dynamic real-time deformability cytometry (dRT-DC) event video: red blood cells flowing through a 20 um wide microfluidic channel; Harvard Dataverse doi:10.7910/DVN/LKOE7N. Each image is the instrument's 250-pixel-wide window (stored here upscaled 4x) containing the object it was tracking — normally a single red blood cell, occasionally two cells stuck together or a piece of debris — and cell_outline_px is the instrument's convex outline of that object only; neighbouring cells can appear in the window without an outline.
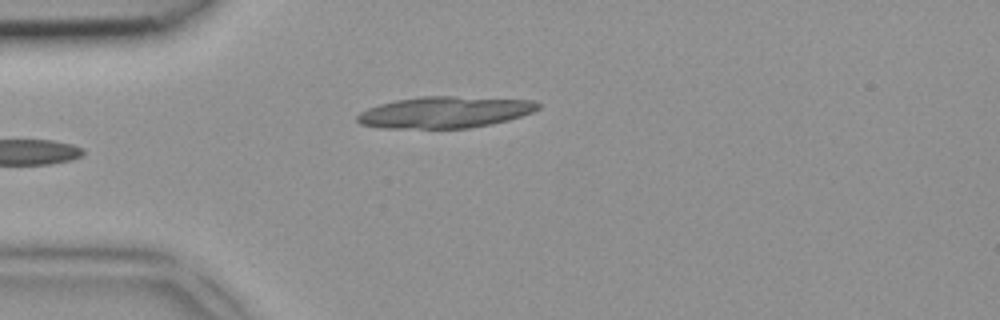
{"species": "common noctule bat (a hibernating species)", "species_latin": "Nyctalus noctula", "temperature_condition": "room temperature", "stored_images_in_passage": 4, "camera_frame_rate_fps": 3000, "um_per_image_px": 0.085, "animal": {"sex": "female", "body_mass_g": 18.4}, "frame": {"image": 1, "passage_image": 4, "time_ms": 1.0, "image_size_px": [1000, 320], "cell_outline_px": [[540, 108], [532, 112], [508, 120], [492, 124], [468, 128], [380, 128], [360, 124], [356, 120], [356, 116], [360, 112], [368, 108], [380, 104], [396, 100], [420, 96], [452, 96], [532, 100], [540, 104]], "centroid_in_image_um": [37.79, 9.54], "position_along_channel_um": 47.2, "area_um2": 33.18}}